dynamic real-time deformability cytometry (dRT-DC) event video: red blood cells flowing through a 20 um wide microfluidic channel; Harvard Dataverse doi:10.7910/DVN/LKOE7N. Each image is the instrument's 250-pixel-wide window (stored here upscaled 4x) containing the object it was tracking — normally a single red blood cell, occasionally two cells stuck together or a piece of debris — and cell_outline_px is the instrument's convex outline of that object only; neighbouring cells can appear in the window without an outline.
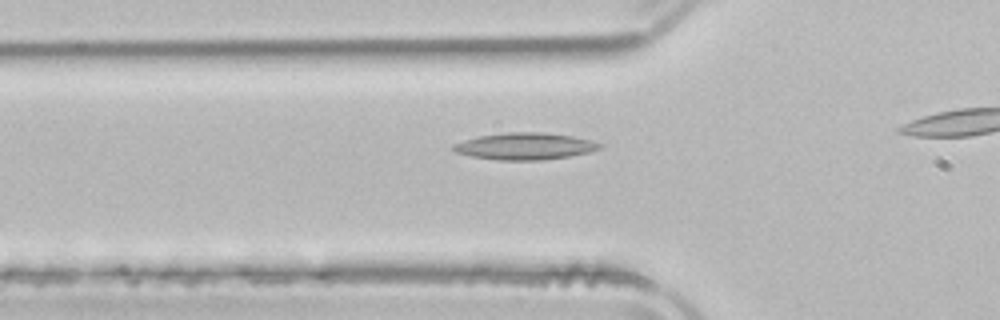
{"species": "common noctule bat (a hibernating species)", "species_latin": "Nyctalus noctula", "temperature_condition": "room temperature", "stored_images_in_passage": 27, "camera_frame_rate_fps": 3000, "um_per_image_px": 0.085, "animal": {"sex": "male", "body_mass_g": 21.5, "forearm_length_mm": 52.0}, "frame": {"image": 1, "passage_image": 3, "time_ms": 0.667, "image_size_px": [1000, 320], "cell_outline_px": [[604, 148], [588, 152], [568, 156], [540, 160], [496, 160], [472, 156], [456, 152], [452, 148], [452, 144], [464, 140], [480, 136], [508, 132], [544, 132], [572, 136], [592, 140], [604, 144]], "centroid_in_image_um": [44.66, 12.42], "position_along_channel_um": 81.1, "area_um2": 22.89}}
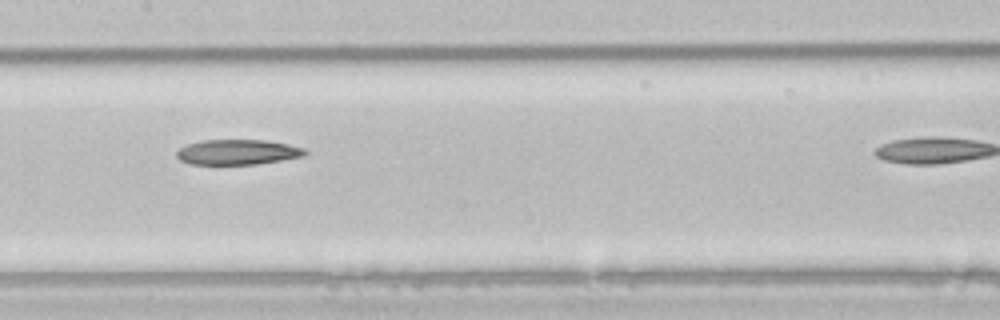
{"frame": {"image": 2, "passage_image": 11, "time_ms": 3.333, "image_size_px": [1000, 320], "cell_outline_px": [[308, 152], [304, 156], [256, 164], [188, 164], [180, 160], [176, 156], [176, 152], [180, 148], [188, 144], [200, 140], [264, 140], [288, 144], [304, 148]], "centroid_in_image_um": [20.18, 12.92], "position_along_channel_um": 187.2, "area_um2": 18.79}}
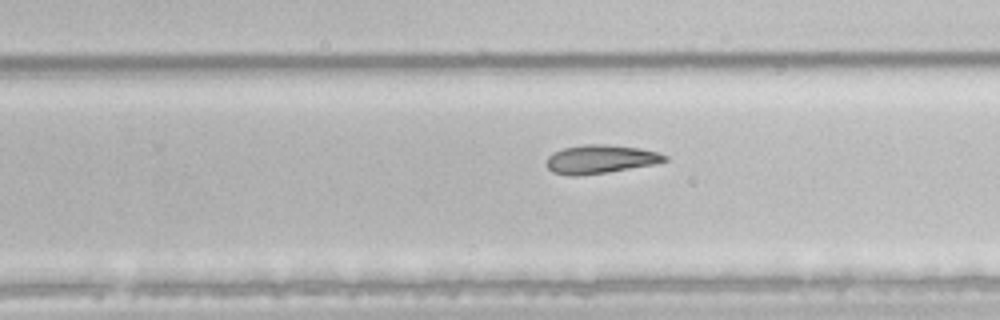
{"frame": {"image": 3, "passage_image": 18, "time_ms": 5.667, "image_size_px": [1000, 320], "cell_outline_px": [[668, 160], [656, 164], [608, 172], [576, 176], [568, 176], [552, 172], [548, 168], [548, 156], [552, 152], [564, 148], [584, 144], [608, 144], [640, 148], [656, 152], [668, 156]], "centroid_in_image_um": [51.04, 13.53], "position_along_channel_um": 278.8, "area_um2": 19.77}}